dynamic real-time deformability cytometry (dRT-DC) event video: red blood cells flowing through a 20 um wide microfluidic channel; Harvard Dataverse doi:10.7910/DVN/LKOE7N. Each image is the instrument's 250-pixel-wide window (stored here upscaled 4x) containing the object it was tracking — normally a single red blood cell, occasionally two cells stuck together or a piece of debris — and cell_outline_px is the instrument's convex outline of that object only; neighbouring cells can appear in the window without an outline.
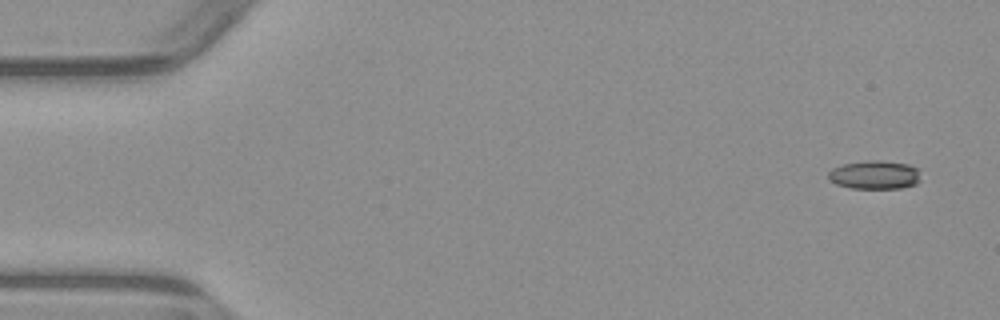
{"species": "common noctule bat (a hibernating species)", "species_latin": "Nyctalus noctula", "temperature_condition": "warm", "stored_images_in_passage": 6, "camera_frame_rate_fps": 3000, "um_per_image_px": 0.085, "animal": {"sex": "male", "body_mass_g": 23.1, "forearm_length_mm": 52.7}, "frame": {"image": 1, "passage_image": 1, "time_ms": 0.0, "image_size_px": [1000, 320], "cell_outline_px": [[916, 184], [900, 188], [852, 188], [836, 184], [828, 180], [828, 172], [832, 168], [844, 164], [864, 160], [880, 160], [908, 164], [916, 168]], "centroid_in_image_um": [74.25, 14.85], "position_along_channel_um": 10.7, "area_um2": 15.14}}
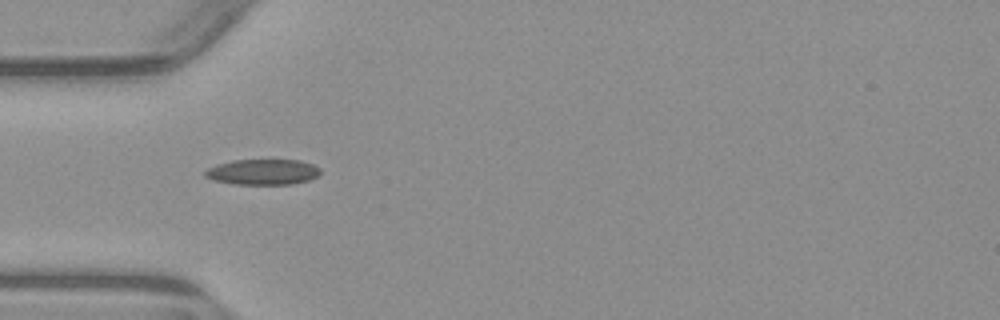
{"frame": {"image": 2, "passage_image": 5, "time_ms": 4.667, "image_size_px": [1000, 320], "cell_outline_px": [[320, 172], [316, 176], [308, 180], [292, 184], [236, 184], [212, 180], [204, 176], [204, 172], [208, 168], [216, 164], [232, 160], [300, 160], [312, 164], [320, 168]], "centroid_in_image_um": [22.3, 14.61], "position_along_channel_um": 62.7, "area_um2": 17.17}}
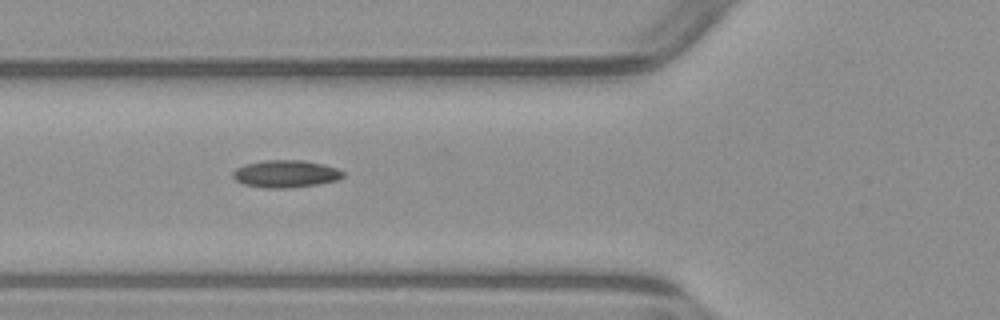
{"frame": {"image": 3, "passage_image": 6, "time_ms": 5.667, "image_size_px": [1000, 320], "cell_outline_px": [[344, 176], [336, 180], [320, 184], [288, 188], [264, 188], [244, 184], [236, 180], [232, 176], [232, 172], [236, 168], [244, 164], [264, 160], [304, 160], [324, 164], [336, 168], [344, 172]], "centroid_in_image_um": [24.27, 14.77], "position_along_channel_um": 101.5, "area_um2": 17.69}}